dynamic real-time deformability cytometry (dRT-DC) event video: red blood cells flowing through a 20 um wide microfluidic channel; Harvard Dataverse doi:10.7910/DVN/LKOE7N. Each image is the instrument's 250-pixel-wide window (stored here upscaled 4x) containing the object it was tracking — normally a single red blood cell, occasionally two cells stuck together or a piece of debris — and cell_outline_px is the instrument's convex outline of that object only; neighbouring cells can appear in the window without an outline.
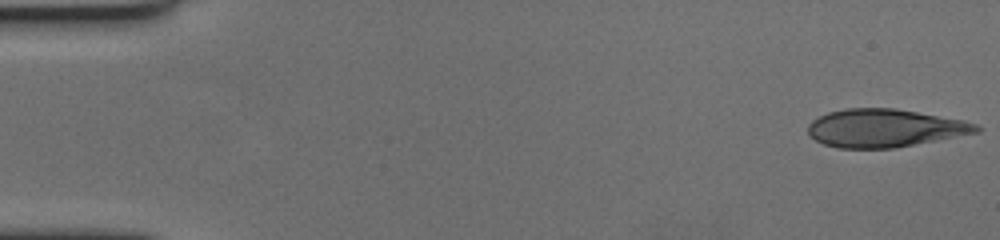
{"species": "human", "species_latin": "Homo sapiens", "temperature_condition": "cold", "stored_images_in_passage": 58, "camera_frame_rate_fps": 3000, "um_per_image_px": 0.085, "donor": {"sex": "female"}, "frame": {"image": 1, "passage_image": 1, "time_ms": 0.0, "image_size_px": [1000, 240], "cell_outline_px": [[980, 132], [896, 148], [836, 148], [824, 144], [816, 140], [808, 132], [808, 124], [812, 120], [828, 112], [844, 108], [896, 108], [964, 120], [976, 124], [980, 128]], "centroid_in_image_um": [75.21, 10.89], "position_along_channel_um": 9.8, "area_um2": 37.4}}
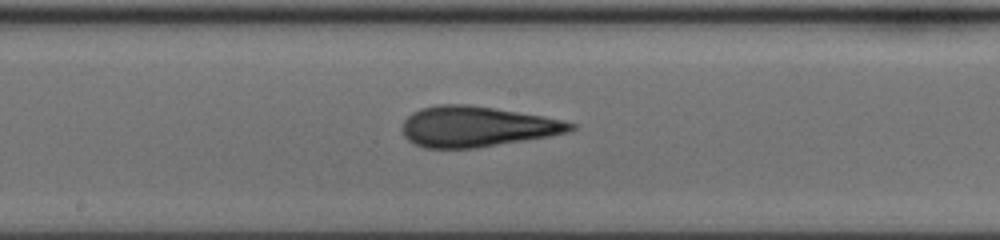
{"frame": {"image": 2, "passage_image": 31, "time_ms": 10.0, "image_size_px": [1000, 240], "cell_outline_px": [[576, 128], [568, 132], [552, 136], [476, 148], [424, 148], [408, 140], [404, 136], [400, 128], [404, 120], [412, 112], [420, 108], [436, 104], [468, 104], [496, 108], [544, 116], [576, 124]], "centroid_in_image_um": [40.51, 10.75], "position_along_channel_um": 207.7, "area_um2": 40.06}}
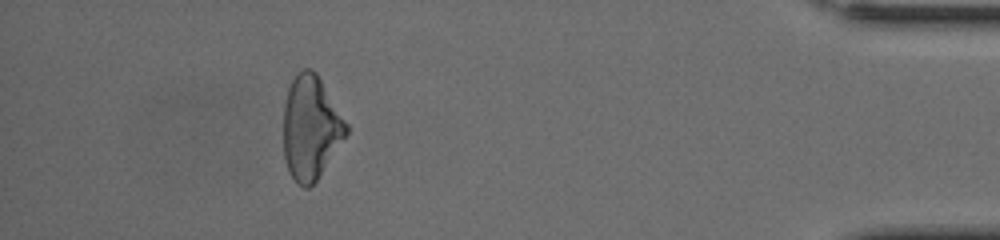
{"frame": {"image": 3, "passage_image": 53, "time_ms": 17.333, "image_size_px": [1000, 240], "cell_outline_px": [[348, 132], [316, 180], [308, 188], [304, 188], [296, 184], [288, 172], [284, 160], [284, 104], [288, 88], [292, 80], [304, 68], [312, 68], [316, 72], [348, 124]], "centroid_in_image_um": [26.39, 10.87], "position_along_channel_um": 408.8, "area_um2": 37.74}, "authors_computed_cell_mechanics": {"area_um2": 38.9861, "velocity_mm_per_s": 3.4876, "shape_relaxation_time_tau1_ms": 8.2036, "shape_relaxation_time_tau2_ms": 2.2778, "deformation_change_tau1": 0.2179, "deformation_change_tau2": 0.103}}